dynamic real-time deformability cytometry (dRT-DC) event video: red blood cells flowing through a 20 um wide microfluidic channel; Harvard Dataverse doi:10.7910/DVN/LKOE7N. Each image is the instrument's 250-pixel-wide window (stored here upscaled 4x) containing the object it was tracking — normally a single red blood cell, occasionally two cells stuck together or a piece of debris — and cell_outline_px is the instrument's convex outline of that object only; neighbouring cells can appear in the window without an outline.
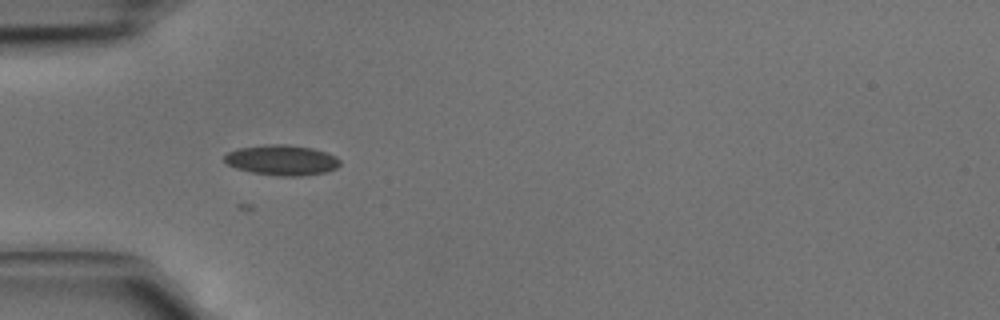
{"species": "common noctule bat (a hibernating species)", "species_latin": "Nyctalus noctula", "temperature_condition": "cold", "stored_images_in_passage": 4, "camera_frame_rate_fps": 3000, "um_per_image_px": 0.085, "animal": {"sex": "male", "body_mass_g": 15.6}, "frame": {"image": 1, "passage_image": 3, "time_ms": 0.667, "image_size_px": [1000, 320], "cell_outline_px": [[340, 164], [336, 168], [324, 172], [300, 176], [276, 176], [252, 172], [236, 168], [228, 164], [224, 160], [224, 156], [228, 152], [236, 148], [264, 144], [288, 144], [312, 148], [336, 156], [340, 160]], "centroid_in_image_um": [23.93, 13.6], "position_along_channel_um": 61.1, "area_um2": 20.46}}